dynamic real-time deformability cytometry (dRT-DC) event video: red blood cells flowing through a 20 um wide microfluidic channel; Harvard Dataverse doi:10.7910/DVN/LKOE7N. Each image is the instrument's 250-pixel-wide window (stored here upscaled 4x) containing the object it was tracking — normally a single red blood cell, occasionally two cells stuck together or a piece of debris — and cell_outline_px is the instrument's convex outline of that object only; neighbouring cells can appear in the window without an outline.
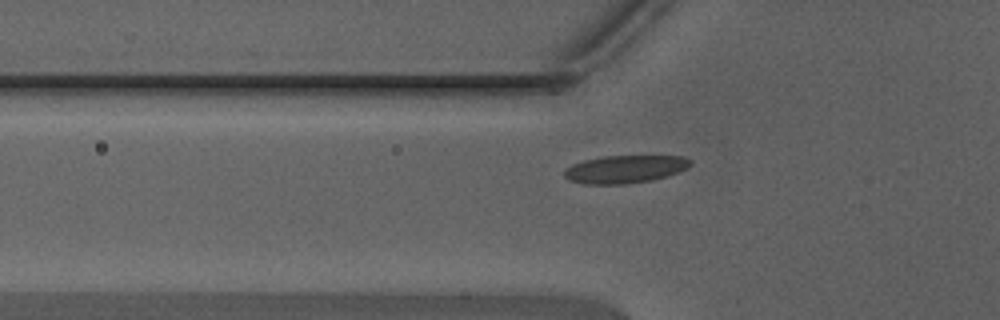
{"species": "Egyptian fruit bat (a non-hibernating species)", "species_latin": "Rousettus aegyptiacus", "temperature_condition": "warm", "stored_images_in_passage": 37, "camera_frame_rate_fps": 3000, "um_per_image_px": 0.085, "animal": {"sex": "male"}, "frame": {"image": 1, "passage_image": 11, "time_ms": 3.333, "image_size_px": [1000, 320], "cell_outline_px": [[692, 164], [688, 168], [668, 176], [652, 180], [624, 184], [584, 184], [572, 180], [564, 176], [564, 168], [572, 164], [584, 160], [604, 156], [684, 156], [692, 160]], "centroid_in_image_um": [53.15, 14.37], "position_along_channel_um": 72.6, "area_um2": 20.52}}
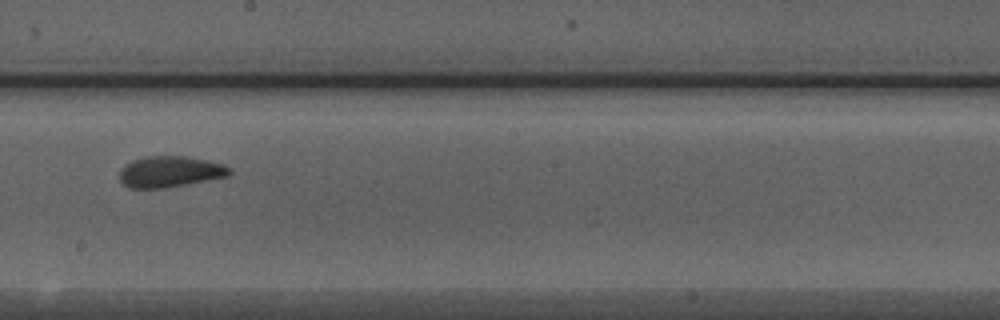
{"frame": {"image": 2, "passage_image": 22, "time_ms": 7.0, "image_size_px": [1000, 320], "cell_outline_px": [[232, 172], [228, 176], [164, 188], [128, 188], [120, 180], [120, 172], [124, 164], [132, 160], [148, 156], [188, 156], [224, 164], [232, 168]], "centroid_in_image_um": [14.46, 14.58], "position_along_channel_um": 233.7, "area_um2": 19.94}}
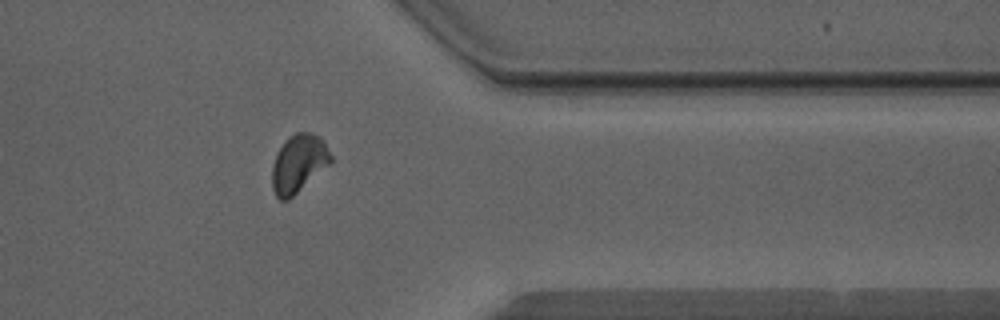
{"frame": {"image": 3, "passage_image": 33, "time_ms": 10.667, "image_size_px": [1000, 320], "cell_outline_px": [[332, 164], [288, 200], [280, 200], [276, 196], [272, 188], [272, 164], [276, 152], [284, 140], [288, 136], [296, 132], [308, 132], [320, 136], [324, 140], [332, 156]], "centroid_in_image_um": [25.39, 13.88], "position_along_channel_um": 386.0, "area_um2": 20.35}}